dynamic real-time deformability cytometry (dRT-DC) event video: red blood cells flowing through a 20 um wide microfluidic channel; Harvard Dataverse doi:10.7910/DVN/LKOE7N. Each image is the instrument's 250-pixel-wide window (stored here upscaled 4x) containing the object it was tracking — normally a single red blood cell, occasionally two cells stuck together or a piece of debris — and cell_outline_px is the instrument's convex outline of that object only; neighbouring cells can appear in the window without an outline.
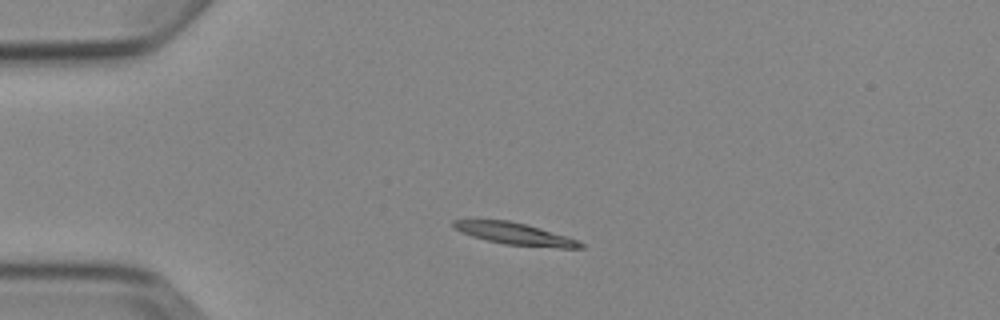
{"species": "Egyptian fruit bat (a non-hibernating species)", "species_latin": "Rousettus aegyptiacus", "temperature_condition": "cold", "stored_images_in_passage": 3, "camera_frame_rate_fps": 3000, "um_per_image_px": 0.085, "animal": {"sex": "female"}, "frame": {"image": 1, "passage_image": 2, "time_ms": 1.333, "image_size_px": [1000, 320], "cell_outline_px": [[584, 248], [560, 248], [504, 244], [472, 236], [460, 232], [452, 224], [452, 220], [508, 220], [540, 228], [568, 236], [584, 244]], "centroid_in_image_um": [43.79, 19.88], "position_along_channel_um": 41.2, "area_um2": 16.01}}